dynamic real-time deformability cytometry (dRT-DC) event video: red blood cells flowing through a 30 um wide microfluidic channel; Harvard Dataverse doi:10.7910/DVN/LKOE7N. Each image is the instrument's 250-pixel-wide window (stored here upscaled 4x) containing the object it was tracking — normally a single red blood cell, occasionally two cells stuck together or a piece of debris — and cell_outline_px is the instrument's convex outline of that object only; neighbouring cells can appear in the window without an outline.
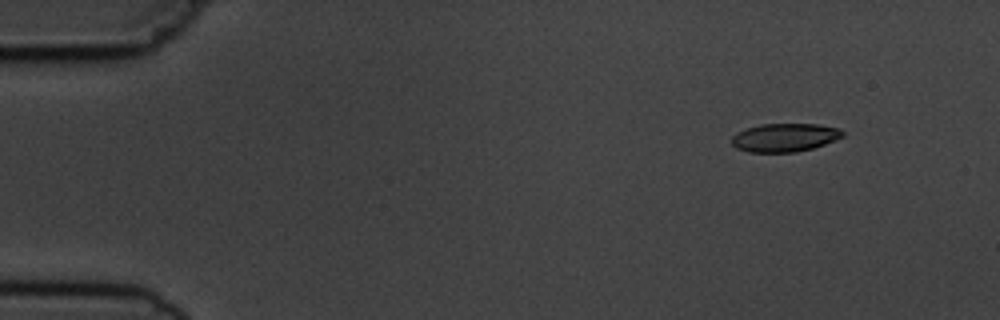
{"species": "common noctule bat (a hibernating species)", "species_latin": "Nyctalus noctula", "temperature_condition": "cold", "stored_images_in_passage": 6, "camera_frame_rate_fps": 3000, "um_per_image_px": 0.085, "animal": {"sex": "male", "body_mass_g": 19.5, "forearm_length_mm": 54.6}, "frame": {"image": 1, "passage_image": 2, "time_ms": 1.333, "image_size_px": [1000, 320], "cell_outline_px": [[844, 136], [824, 144], [812, 148], [796, 152], [748, 152], [736, 148], [732, 144], [732, 136], [748, 128], [760, 124], [820, 124], [840, 128], [844, 132]], "centroid_in_image_um": [66.72, 11.69], "position_along_channel_um": 18.3, "area_um2": 18.26}}
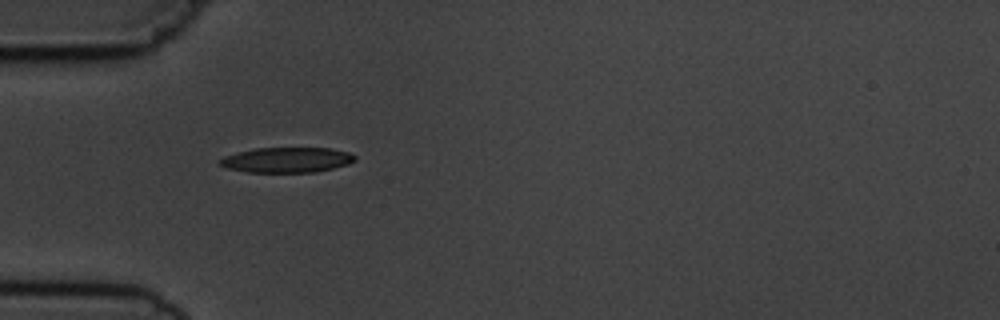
{"frame": {"image": 2, "passage_image": 5, "time_ms": 5.0, "image_size_px": [1000, 320], "cell_outline_px": [[356, 160], [348, 164], [316, 172], [248, 172], [224, 168], [216, 164], [224, 156], [256, 148], [332, 148], [348, 152], [356, 156]], "centroid_in_image_um": [24.37, 13.59], "position_along_channel_um": 60.6, "area_um2": 19.88}}
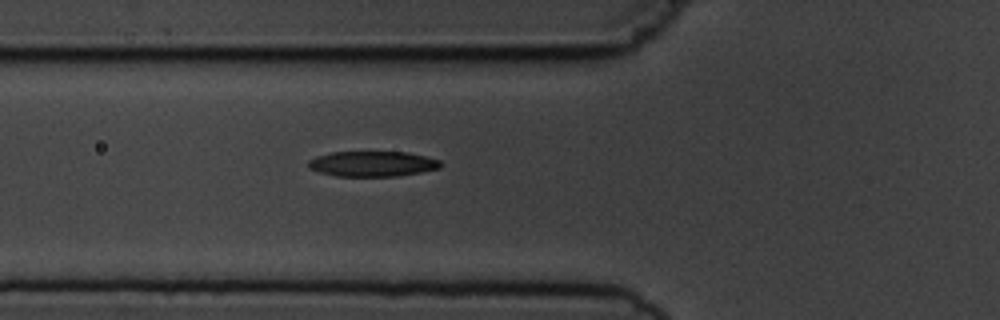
{"frame": {"image": 3, "passage_image": 6, "time_ms": 6.0, "image_size_px": [1000, 320], "cell_outline_px": [[440, 168], [420, 172], [396, 176], [336, 176], [320, 172], [308, 168], [308, 160], [316, 156], [332, 152], [408, 152], [440, 160]], "centroid_in_image_um": [31.63, 13.92], "position_along_channel_um": 94.2, "area_um2": 19.42}}